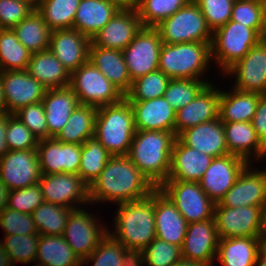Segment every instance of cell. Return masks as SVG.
I'll return each instance as SVG.
<instances>
[{
    "label": "cell",
    "mask_w": 266,
    "mask_h": 266,
    "mask_svg": "<svg viewBox=\"0 0 266 266\" xmlns=\"http://www.w3.org/2000/svg\"><path fill=\"white\" fill-rule=\"evenodd\" d=\"M155 189L127 155L111 156L100 175L89 186V201L90 205L100 202L117 205L146 198Z\"/></svg>",
    "instance_id": "6da1fadb"
},
{
    "label": "cell",
    "mask_w": 266,
    "mask_h": 266,
    "mask_svg": "<svg viewBox=\"0 0 266 266\" xmlns=\"http://www.w3.org/2000/svg\"><path fill=\"white\" fill-rule=\"evenodd\" d=\"M176 138V134L169 131L135 132L127 156L156 188L168 179Z\"/></svg>",
    "instance_id": "7a4b0ae2"
},
{
    "label": "cell",
    "mask_w": 266,
    "mask_h": 266,
    "mask_svg": "<svg viewBox=\"0 0 266 266\" xmlns=\"http://www.w3.org/2000/svg\"><path fill=\"white\" fill-rule=\"evenodd\" d=\"M108 233L127 249L144 250L155 238V190L146 198L117 204Z\"/></svg>",
    "instance_id": "3957f363"
},
{
    "label": "cell",
    "mask_w": 266,
    "mask_h": 266,
    "mask_svg": "<svg viewBox=\"0 0 266 266\" xmlns=\"http://www.w3.org/2000/svg\"><path fill=\"white\" fill-rule=\"evenodd\" d=\"M133 110L124 97L97 109L94 136L112 155H127L135 135Z\"/></svg>",
    "instance_id": "277c9868"
},
{
    "label": "cell",
    "mask_w": 266,
    "mask_h": 266,
    "mask_svg": "<svg viewBox=\"0 0 266 266\" xmlns=\"http://www.w3.org/2000/svg\"><path fill=\"white\" fill-rule=\"evenodd\" d=\"M211 60V43L189 42L162 44L158 69L170 79L202 78Z\"/></svg>",
    "instance_id": "5b68a950"
},
{
    "label": "cell",
    "mask_w": 266,
    "mask_h": 266,
    "mask_svg": "<svg viewBox=\"0 0 266 266\" xmlns=\"http://www.w3.org/2000/svg\"><path fill=\"white\" fill-rule=\"evenodd\" d=\"M259 41V33L255 29L229 20L213 32L211 60L223 74Z\"/></svg>",
    "instance_id": "8992f818"
},
{
    "label": "cell",
    "mask_w": 266,
    "mask_h": 266,
    "mask_svg": "<svg viewBox=\"0 0 266 266\" xmlns=\"http://www.w3.org/2000/svg\"><path fill=\"white\" fill-rule=\"evenodd\" d=\"M166 44L203 42L212 43L213 32L208 27L200 8L190 0L175 14L155 27Z\"/></svg>",
    "instance_id": "52a82bcc"
},
{
    "label": "cell",
    "mask_w": 266,
    "mask_h": 266,
    "mask_svg": "<svg viewBox=\"0 0 266 266\" xmlns=\"http://www.w3.org/2000/svg\"><path fill=\"white\" fill-rule=\"evenodd\" d=\"M69 86L78 103L102 107L121 101L125 95L91 62L87 61L70 75Z\"/></svg>",
    "instance_id": "ba28073f"
},
{
    "label": "cell",
    "mask_w": 266,
    "mask_h": 266,
    "mask_svg": "<svg viewBox=\"0 0 266 266\" xmlns=\"http://www.w3.org/2000/svg\"><path fill=\"white\" fill-rule=\"evenodd\" d=\"M159 189L175 204L188 224L214 218L215 203L199 182L166 180Z\"/></svg>",
    "instance_id": "9c48e42d"
},
{
    "label": "cell",
    "mask_w": 266,
    "mask_h": 266,
    "mask_svg": "<svg viewBox=\"0 0 266 266\" xmlns=\"http://www.w3.org/2000/svg\"><path fill=\"white\" fill-rule=\"evenodd\" d=\"M83 208V209H82ZM74 209L63 231V238L82 261L87 258L108 233L102 221L84 207ZM100 222V223H99Z\"/></svg>",
    "instance_id": "30bf717a"
},
{
    "label": "cell",
    "mask_w": 266,
    "mask_h": 266,
    "mask_svg": "<svg viewBox=\"0 0 266 266\" xmlns=\"http://www.w3.org/2000/svg\"><path fill=\"white\" fill-rule=\"evenodd\" d=\"M266 206L215 207L214 219L219 239L260 237Z\"/></svg>",
    "instance_id": "8fae6325"
},
{
    "label": "cell",
    "mask_w": 266,
    "mask_h": 266,
    "mask_svg": "<svg viewBox=\"0 0 266 266\" xmlns=\"http://www.w3.org/2000/svg\"><path fill=\"white\" fill-rule=\"evenodd\" d=\"M162 44L155 27H142L122 51L131 81L158 69Z\"/></svg>",
    "instance_id": "7c38bea8"
},
{
    "label": "cell",
    "mask_w": 266,
    "mask_h": 266,
    "mask_svg": "<svg viewBox=\"0 0 266 266\" xmlns=\"http://www.w3.org/2000/svg\"><path fill=\"white\" fill-rule=\"evenodd\" d=\"M38 183L42 190L44 202L71 209L81 208L79 207L81 204H90L89 186L78 174L41 175Z\"/></svg>",
    "instance_id": "4fadbf2b"
},
{
    "label": "cell",
    "mask_w": 266,
    "mask_h": 266,
    "mask_svg": "<svg viewBox=\"0 0 266 266\" xmlns=\"http://www.w3.org/2000/svg\"><path fill=\"white\" fill-rule=\"evenodd\" d=\"M41 175L37 148L9 150L0 159V179L10 191L37 184Z\"/></svg>",
    "instance_id": "5bb4252c"
},
{
    "label": "cell",
    "mask_w": 266,
    "mask_h": 266,
    "mask_svg": "<svg viewBox=\"0 0 266 266\" xmlns=\"http://www.w3.org/2000/svg\"><path fill=\"white\" fill-rule=\"evenodd\" d=\"M225 75L236 78L232 86L236 90L266 94V43L259 41Z\"/></svg>",
    "instance_id": "9a60e30c"
},
{
    "label": "cell",
    "mask_w": 266,
    "mask_h": 266,
    "mask_svg": "<svg viewBox=\"0 0 266 266\" xmlns=\"http://www.w3.org/2000/svg\"><path fill=\"white\" fill-rule=\"evenodd\" d=\"M248 163L236 182L215 207L266 206V169Z\"/></svg>",
    "instance_id": "2e32d148"
},
{
    "label": "cell",
    "mask_w": 266,
    "mask_h": 266,
    "mask_svg": "<svg viewBox=\"0 0 266 266\" xmlns=\"http://www.w3.org/2000/svg\"><path fill=\"white\" fill-rule=\"evenodd\" d=\"M1 81L6 111L11 114L27 105L42 102L47 90L27 70L2 71Z\"/></svg>",
    "instance_id": "e0dca14e"
},
{
    "label": "cell",
    "mask_w": 266,
    "mask_h": 266,
    "mask_svg": "<svg viewBox=\"0 0 266 266\" xmlns=\"http://www.w3.org/2000/svg\"><path fill=\"white\" fill-rule=\"evenodd\" d=\"M247 164L245 159L233 154L215 157L199 184L215 204L219 203Z\"/></svg>",
    "instance_id": "ac0fdd59"
},
{
    "label": "cell",
    "mask_w": 266,
    "mask_h": 266,
    "mask_svg": "<svg viewBox=\"0 0 266 266\" xmlns=\"http://www.w3.org/2000/svg\"><path fill=\"white\" fill-rule=\"evenodd\" d=\"M37 154L42 175L78 174L80 144L62 143L55 138L39 140Z\"/></svg>",
    "instance_id": "d6986e66"
},
{
    "label": "cell",
    "mask_w": 266,
    "mask_h": 266,
    "mask_svg": "<svg viewBox=\"0 0 266 266\" xmlns=\"http://www.w3.org/2000/svg\"><path fill=\"white\" fill-rule=\"evenodd\" d=\"M219 237L215 219L190 223L187 226L182 244V257L192 261H200L211 266L217 257Z\"/></svg>",
    "instance_id": "ffe728a7"
},
{
    "label": "cell",
    "mask_w": 266,
    "mask_h": 266,
    "mask_svg": "<svg viewBox=\"0 0 266 266\" xmlns=\"http://www.w3.org/2000/svg\"><path fill=\"white\" fill-rule=\"evenodd\" d=\"M91 39L75 28L53 30L49 50L71 74L88 61Z\"/></svg>",
    "instance_id": "44dd1931"
},
{
    "label": "cell",
    "mask_w": 266,
    "mask_h": 266,
    "mask_svg": "<svg viewBox=\"0 0 266 266\" xmlns=\"http://www.w3.org/2000/svg\"><path fill=\"white\" fill-rule=\"evenodd\" d=\"M142 27L137 11L118 10L111 20L93 36L91 43L94 46L123 51Z\"/></svg>",
    "instance_id": "7402d4cb"
},
{
    "label": "cell",
    "mask_w": 266,
    "mask_h": 266,
    "mask_svg": "<svg viewBox=\"0 0 266 266\" xmlns=\"http://www.w3.org/2000/svg\"><path fill=\"white\" fill-rule=\"evenodd\" d=\"M208 84L189 104L176 111L174 133L219 118L220 90Z\"/></svg>",
    "instance_id": "603a6c76"
},
{
    "label": "cell",
    "mask_w": 266,
    "mask_h": 266,
    "mask_svg": "<svg viewBox=\"0 0 266 266\" xmlns=\"http://www.w3.org/2000/svg\"><path fill=\"white\" fill-rule=\"evenodd\" d=\"M177 138L184 145L195 148L213 158L229 154L224 126L220 118L188 128L182 131Z\"/></svg>",
    "instance_id": "cb8c5ba5"
},
{
    "label": "cell",
    "mask_w": 266,
    "mask_h": 266,
    "mask_svg": "<svg viewBox=\"0 0 266 266\" xmlns=\"http://www.w3.org/2000/svg\"><path fill=\"white\" fill-rule=\"evenodd\" d=\"M188 223L175 204L159 188L155 189L156 238L181 246Z\"/></svg>",
    "instance_id": "d4e9b609"
},
{
    "label": "cell",
    "mask_w": 266,
    "mask_h": 266,
    "mask_svg": "<svg viewBox=\"0 0 266 266\" xmlns=\"http://www.w3.org/2000/svg\"><path fill=\"white\" fill-rule=\"evenodd\" d=\"M212 160L213 157L184 145L176 138L167 180L199 182Z\"/></svg>",
    "instance_id": "484cf974"
},
{
    "label": "cell",
    "mask_w": 266,
    "mask_h": 266,
    "mask_svg": "<svg viewBox=\"0 0 266 266\" xmlns=\"http://www.w3.org/2000/svg\"><path fill=\"white\" fill-rule=\"evenodd\" d=\"M136 130L174 132L176 111L162 97L146 101H129Z\"/></svg>",
    "instance_id": "4316f807"
},
{
    "label": "cell",
    "mask_w": 266,
    "mask_h": 266,
    "mask_svg": "<svg viewBox=\"0 0 266 266\" xmlns=\"http://www.w3.org/2000/svg\"><path fill=\"white\" fill-rule=\"evenodd\" d=\"M223 126L229 154L239 156L248 163L255 158L256 162L258 159L262 161V158L265 160L266 146L258 138L251 122H223Z\"/></svg>",
    "instance_id": "83f0119b"
},
{
    "label": "cell",
    "mask_w": 266,
    "mask_h": 266,
    "mask_svg": "<svg viewBox=\"0 0 266 266\" xmlns=\"http://www.w3.org/2000/svg\"><path fill=\"white\" fill-rule=\"evenodd\" d=\"M49 138H55L67 124L73 110L79 105L70 86L47 89L42 100Z\"/></svg>",
    "instance_id": "f1b7e54d"
},
{
    "label": "cell",
    "mask_w": 266,
    "mask_h": 266,
    "mask_svg": "<svg viewBox=\"0 0 266 266\" xmlns=\"http://www.w3.org/2000/svg\"><path fill=\"white\" fill-rule=\"evenodd\" d=\"M88 61L98 68L124 95L130 91L132 81L122 51L94 46L91 43Z\"/></svg>",
    "instance_id": "f546056e"
},
{
    "label": "cell",
    "mask_w": 266,
    "mask_h": 266,
    "mask_svg": "<svg viewBox=\"0 0 266 266\" xmlns=\"http://www.w3.org/2000/svg\"><path fill=\"white\" fill-rule=\"evenodd\" d=\"M261 249L260 237L219 239L216 260L222 266H254Z\"/></svg>",
    "instance_id": "4dcf8cb0"
},
{
    "label": "cell",
    "mask_w": 266,
    "mask_h": 266,
    "mask_svg": "<svg viewBox=\"0 0 266 266\" xmlns=\"http://www.w3.org/2000/svg\"><path fill=\"white\" fill-rule=\"evenodd\" d=\"M28 73L47 89L66 87L70 84V73L48 49L32 53Z\"/></svg>",
    "instance_id": "1f68e13d"
},
{
    "label": "cell",
    "mask_w": 266,
    "mask_h": 266,
    "mask_svg": "<svg viewBox=\"0 0 266 266\" xmlns=\"http://www.w3.org/2000/svg\"><path fill=\"white\" fill-rule=\"evenodd\" d=\"M108 0H81L73 21V28L92 39L116 14Z\"/></svg>",
    "instance_id": "d6a6232c"
},
{
    "label": "cell",
    "mask_w": 266,
    "mask_h": 266,
    "mask_svg": "<svg viewBox=\"0 0 266 266\" xmlns=\"http://www.w3.org/2000/svg\"><path fill=\"white\" fill-rule=\"evenodd\" d=\"M260 94L231 88L220 90L219 118L222 122H252Z\"/></svg>",
    "instance_id": "836d02e7"
},
{
    "label": "cell",
    "mask_w": 266,
    "mask_h": 266,
    "mask_svg": "<svg viewBox=\"0 0 266 266\" xmlns=\"http://www.w3.org/2000/svg\"><path fill=\"white\" fill-rule=\"evenodd\" d=\"M97 109L90 105H77L55 139L62 143L82 145L88 138L94 136Z\"/></svg>",
    "instance_id": "e575fe53"
},
{
    "label": "cell",
    "mask_w": 266,
    "mask_h": 266,
    "mask_svg": "<svg viewBox=\"0 0 266 266\" xmlns=\"http://www.w3.org/2000/svg\"><path fill=\"white\" fill-rule=\"evenodd\" d=\"M41 266H82L62 235H39L36 261Z\"/></svg>",
    "instance_id": "d590c367"
},
{
    "label": "cell",
    "mask_w": 266,
    "mask_h": 266,
    "mask_svg": "<svg viewBox=\"0 0 266 266\" xmlns=\"http://www.w3.org/2000/svg\"><path fill=\"white\" fill-rule=\"evenodd\" d=\"M18 40L31 52L37 53L49 49L52 30L46 25L42 16L34 10L19 24L14 26Z\"/></svg>",
    "instance_id": "8d00e7d4"
},
{
    "label": "cell",
    "mask_w": 266,
    "mask_h": 266,
    "mask_svg": "<svg viewBox=\"0 0 266 266\" xmlns=\"http://www.w3.org/2000/svg\"><path fill=\"white\" fill-rule=\"evenodd\" d=\"M31 54L13 29H0V72L27 70Z\"/></svg>",
    "instance_id": "74e56055"
},
{
    "label": "cell",
    "mask_w": 266,
    "mask_h": 266,
    "mask_svg": "<svg viewBox=\"0 0 266 266\" xmlns=\"http://www.w3.org/2000/svg\"><path fill=\"white\" fill-rule=\"evenodd\" d=\"M112 155L92 136L81 145V158L78 175L90 186L105 168Z\"/></svg>",
    "instance_id": "f35d334b"
},
{
    "label": "cell",
    "mask_w": 266,
    "mask_h": 266,
    "mask_svg": "<svg viewBox=\"0 0 266 266\" xmlns=\"http://www.w3.org/2000/svg\"><path fill=\"white\" fill-rule=\"evenodd\" d=\"M74 209L52 203H41L31 214L39 235H62Z\"/></svg>",
    "instance_id": "ab89813d"
},
{
    "label": "cell",
    "mask_w": 266,
    "mask_h": 266,
    "mask_svg": "<svg viewBox=\"0 0 266 266\" xmlns=\"http://www.w3.org/2000/svg\"><path fill=\"white\" fill-rule=\"evenodd\" d=\"M81 0H42L36 11L53 31L73 28V21Z\"/></svg>",
    "instance_id": "60d3db41"
},
{
    "label": "cell",
    "mask_w": 266,
    "mask_h": 266,
    "mask_svg": "<svg viewBox=\"0 0 266 266\" xmlns=\"http://www.w3.org/2000/svg\"><path fill=\"white\" fill-rule=\"evenodd\" d=\"M171 79L159 69L149 72L134 81L125 95L128 101H146L162 97Z\"/></svg>",
    "instance_id": "b9f144b4"
},
{
    "label": "cell",
    "mask_w": 266,
    "mask_h": 266,
    "mask_svg": "<svg viewBox=\"0 0 266 266\" xmlns=\"http://www.w3.org/2000/svg\"><path fill=\"white\" fill-rule=\"evenodd\" d=\"M190 0H139L137 14L143 27H156Z\"/></svg>",
    "instance_id": "7bdbcfd3"
},
{
    "label": "cell",
    "mask_w": 266,
    "mask_h": 266,
    "mask_svg": "<svg viewBox=\"0 0 266 266\" xmlns=\"http://www.w3.org/2000/svg\"><path fill=\"white\" fill-rule=\"evenodd\" d=\"M0 243L7 251L13 265L18 263L28 264L36 261L39 234L8 235Z\"/></svg>",
    "instance_id": "ee69618b"
},
{
    "label": "cell",
    "mask_w": 266,
    "mask_h": 266,
    "mask_svg": "<svg viewBox=\"0 0 266 266\" xmlns=\"http://www.w3.org/2000/svg\"><path fill=\"white\" fill-rule=\"evenodd\" d=\"M207 85L204 80L171 79L163 97L177 111L193 101Z\"/></svg>",
    "instance_id": "f6af8a7d"
},
{
    "label": "cell",
    "mask_w": 266,
    "mask_h": 266,
    "mask_svg": "<svg viewBox=\"0 0 266 266\" xmlns=\"http://www.w3.org/2000/svg\"><path fill=\"white\" fill-rule=\"evenodd\" d=\"M127 248L109 233L100 241L96 249L84 260L82 266L90 262L92 266H123V254Z\"/></svg>",
    "instance_id": "bcb514c9"
},
{
    "label": "cell",
    "mask_w": 266,
    "mask_h": 266,
    "mask_svg": "<svg viewBox=\"0 0 266 266\" xmlns=\"http://www.w3.org/2000/svg\"><path fill=\"white\" fill-rule=\"evenodd\" d=\"M147 266H172L182 259L181 246L155 238L144 250Z\"/></svg>",
    "instance_id": "7dc6e473"
},
{
    "label": "cell",
    "mask_w": 266,
    "mask_h": 266,
    "mask_svg": "<svg viewBox=\"0 0 266 266\" xmlns=\"http://www.w3.org/2000/svg\"><path fill=\"white\" fill-rule=\"evenodd\" d=\"M265 6L266 0H235L230 20L259 33Z\"/></svg>",
    "instance_id": "c3c4849f"
},
{
    "label": "cell",
    "mask_w": 266,
    "mask_h": 266,
    "mask_svg": "<svg viewBox=\"0 0 266 266\" xmlns=\"http://www.w3.org/2000/svg\"><path fill=\"white\" fill-rule=\"evenodd\" d=\"M200 8L208 27L214 32L230 19L235 0H193Z\"/></svg>",
    "instance_id": "681fc988"
},
{
    "label": "cell",
    "mask_w": 266,
    "mask_h": 266,
    "mask_svg": "<svg viewBox=\"0 0 266 266\" xmlns=\"http://www.w3.org/2000/svg\"><path fill=\"white\" fill-rule=\"evenodd\" d=\"M0 227L4 230V236L38 233L31 214L12 210L8 207L0 212Z\"/></svg>",
    "instance_id": "f907efd6"
},
{
    "label": "cell",
    "mask_w": 266,
    "mask_h": 266,
    "mask_svg": "<svg viewBox=\"0 0 266 266\" xmlns=\"http://www.w3.org/2000/svg\"><path fill=\"white\" fill-rule=\"evenodd\" d=\"M43 202L42 190L37 183L23 189L10 191L7 207L22 213L32 214Z\"/></svg>",
    "instance_id": "816d5d0a"
},
{
    "label": "cell",
    "mask_w": 266,
    "mask_h": 266,
    "mask_svg": "<svg viewBox=\"0 0 266 266\" xmlns=\"http://www.w3.org/2000/svg\"><path fill=\"white\" fill-rule=\"evenodd\" d=\"M14 115L37 137L38 140L49 139L42 102L22 107Z\"/></svg>",
    "instance_id": "f5cc1de1"
},
{
    "label": "cell",
    "mask_w": 266,
    "mask_h": 266,
    "mask_svg": "<svg viewBox=\"0 0 266 266\" xmlns=\"http://www.w3.org/2000/svg\"><path fill=\"white\" fill-rule=\"evenodd\" d=\"M6 141L9 150H28L39 144L37 137L14 114L8 120Z\"/></svg>",
    "instance_id": "db71d44e"
},
{
    "label": "cell",
    "mask_w": 266,
    "mask_h": 266,
    "mask_svg": "<svg viewBox=\"0 0 266 266\" xmlns=\"http://www.w3.org/2000/svg\"><path fill=\"white\" fill-rule=\"evenodd\" d=\"M34 10L20 0H0V29H12Z\"/></svg>",
    "instance_id": "11a10c76"
},
{
    "label": "cell",
    "mask_w": 266,
    "mask_h": 266,
    "mask_svg": "<svg viewBox=\"0 0 266 266\" xmlns=\"http://www.w3.org/2000/svg\"><path fill=\"white\" fill-rule=\"evenodd\" d=\"M251 123L256 130L258 138L266 146V94L260 96Z\"/></svg>",
    "instance_id": "9f6ffc18"
},
{
    "label": "cell",
    "mask_w": 266,
    "mask_h": 266,
    "mask_svg": "<svg viewBox=\"0 0 266 266\" xmlns=\"http://www.w3.org/2000/svg\"><path fill=\"white\" fill-rule=\"evenodd\" d=\"M123 266H145L144 253L140 249H126L123 254Z\"/></svg>",
    "instance_id": "6f0895ef"
},
{
    "label": "cell",
    "mask_w": 266,
    "mask_h": 266,
    "mask_svg": "<svg viewBox=\"0 0 266 266\" xmlns=\"http://www.w3.org/2000/svg\"><path fill=\"white\" fill-rule=\"evenodd\" d=\"M10 114L11 113L7 111L0 113V159L9 151L6 141V132Z\"/></svg>",
    "instance_id": "680465c9"
},
{
    "label": "cell",
    "mask_w": 266,
    "mask_h": 266,
    "mask_svg": "<svg viewBox=\"0 0 266 266\" xmlns=\"http://www.w3.org/2000/svg\"><path fill=\"white\" fill-rule=\"evenodd\" d=\"M118 10L136 11L139 0H108Z\"/></svg>",
    "instance_id": "91938a15"
},
{
    "label": "cell",
    "mask_w": 266,
    "mask_h": 266,
    "mask_svg": "<svg viewBox=\"0 0 266 266\" xmlns=\"http://www.w3.org/2000/svg\"><path fill=\"white\" fill-rule=\"evenodd\" d=\"M9 194L10 189H8L0 179V212L7 207Z\"/></svg>",
    "instance_id": "94428289"
},
{
    "label": "cell",
    "mask_w": 266,
    "mask_h": 266,
    "mask_svg": "<svg viewBox=\"0 0 266 266\" xmlns=\"http://www.w3.org/2000/svg\"><path fill=\"white\" fill-rule=\"evenodd\" d=\"M172 266H211L210 264L200 262V261H192L188 259H180Z\"/></svg>",
    "instance_id": "6125c7cd"
},
{
    "label": "cell",
    "mask_w": 266,
    "mask_h": 266,
    "mask_svg": "<svg viewBox=\"0 0 266 266\" xmlns=\"http://www.w3.org/2000/svg\"><path fill=\"white\" fill-rule=\"evenodd\" d=\"M0 266H14L5 248L0 243Z\"/></svg>",
    "instance_id": "be15d7a7"
},
{
    "label": "cell",
    "mask_w": 266,
    "mask_h": 266,
    "mask_svg": "<svg viewBox=\"0 0 266 266\" xmlns=\"http://www.w3.org/2000/svg\"><path fill=\"white\" fill-rule=\"evenodd\" d=\"M259 40L261 42L266 43V6H265V9H264L262 22H261V28H260V31H259Z\"/></svg>",
    "instance_id": "e7e4bbea"
},
{
    "label": "cell",
    "mask_w": 266,
    "mask_h": 266,
    "mask_svg": "<svg viewBox=\"0 0 266 266\" xmlns=\"http://www.w3.org/2000/svg\"><path fill=\"white\" fill-rule=\"evenodd\" d=\"M6 112V103H5V95L3 92V86L1 81V72H0V113Z\"/></svg>",
    "instance_id": "03108f58"
},
{
    "label": "cell",
    "mask_w": 266,
    "mask_h": 266,
    "mask_svg": "<svg viewBox=\"0 0 266 266\" xmlns=\"http://www.w3.org/2000/svg\"><path fill=\"white\" fill-rule=\"evenodd\" d=\"M254 266H266V253L261 249Z\"/></svg>",
    "instance_id": "003e7915"
},
{
    "label": "cell",
    "mask_w": 266,
    "mask_h": 266,
    "mask_svg": "<svg viewBox=\"0 0 266 266\" xmlns=\"http://www.w3.org/2000/svg\"><path fill=\"white\" fill-rule=\"evenodd\" d=\"M260 239H261V242L266 241V208L263 213V227H262Z\"/></svg>",
    "instance_id": "a7ac6f4b"
},
{
    "label": "cell",
    "mask_w": 266,
    "mask_h": 266,
    "mask_svg": "<svg viewBox=\"0 0 266 266\" xmlns=\"http://www.w3.org/2000/svg\"><path fill=\"white\" fill-rule=\"evenodd\" d=\"M20 1L28 3L30 6H32L36 10L42 0H20Z\"/></svg>",
    "instance_id": "89a4df30"
},
{
    "label": "cell",
    "mask_w": 266,
    "mask_h": 266,
    "mask_svg": "<svg viewBox=\"0 0 266 266\" xmlns=\"http://www.w3.org/2000/svg\"><path fill=\"white\" fill-rule=\"evenodd\" d=\"M262 243V250L266 253V241Z\"/></svg>",
    "instance_id": "2644e50d"
}]
</instances>
